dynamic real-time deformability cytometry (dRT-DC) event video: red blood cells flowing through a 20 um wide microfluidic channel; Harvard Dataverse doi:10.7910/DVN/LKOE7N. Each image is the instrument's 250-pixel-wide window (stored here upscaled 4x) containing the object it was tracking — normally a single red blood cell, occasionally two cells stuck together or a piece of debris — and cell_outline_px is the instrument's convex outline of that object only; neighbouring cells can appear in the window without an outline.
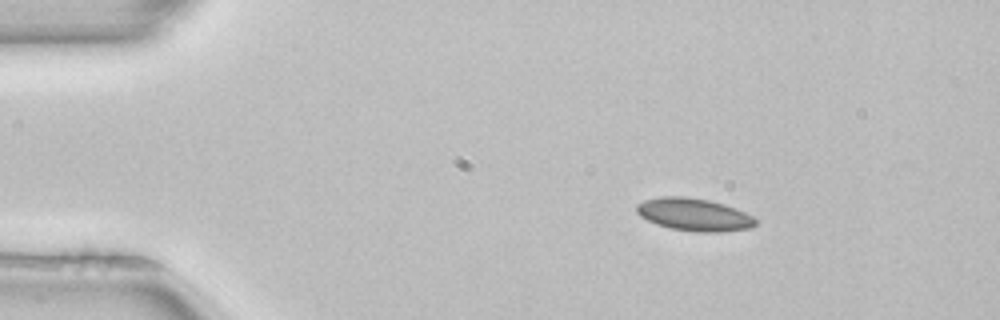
{"species": "common noctule bat (a hibernating species)", "species_latin": "Nyctalus noctula", "temperature_condition": "room temperature", "stored_images_in_passage": 44, "camera_frame_rate_fps": 3000, "um_per_image_px": 0.085, "animal": {"sex": "female", "body_mass_g": 22.7, "forearm_length_mm": 54.2}, "frame": {"image": 1, "passage_image": 1, "time_ms": 0.0, "image_size_px": [1000, 320], "cell_outline_px": [[756, 224], [752, 228], [720, 232], [696, 232], [672, 228], [656, 224], [640, 216], [636, 212], [636, 204], [644, 200], [660, 196], [684, 196], [708, 200], [724, 204], [736, 208], [752, 216], [756, 220]], "centroid_in_image_um": [58.98, 18.23], "position_along_channel_um": 26.0, "area_um2": 22.66}}
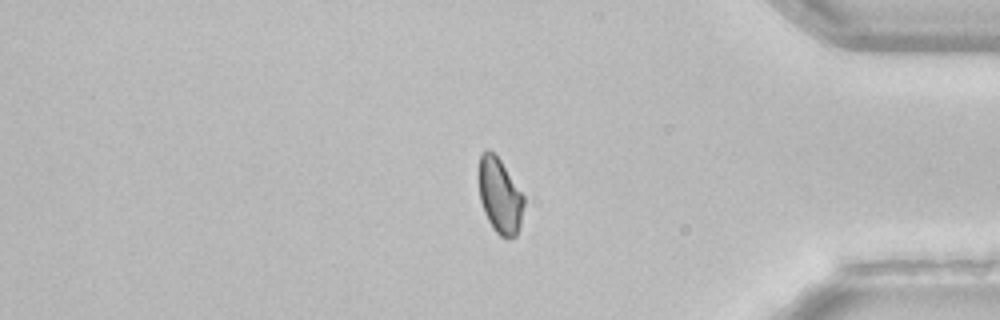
{"frame": {"image": 2, "passage_image": 36, "time_ms": 11.667, "image_size_px": [1000, 320], "cell_outline_px": [[524, 204], [520, 224], [516, 236], [500, 236], [492, 228], [484, 212], [480, 200], [476, 176], [480, 152], [484, 148], [488, 148], [500, 160], [524, 196]], "centroid_in_image_um": [42.42, 16.57], "position_along_channel_um": 392.8, "area_um2": 20.06}}
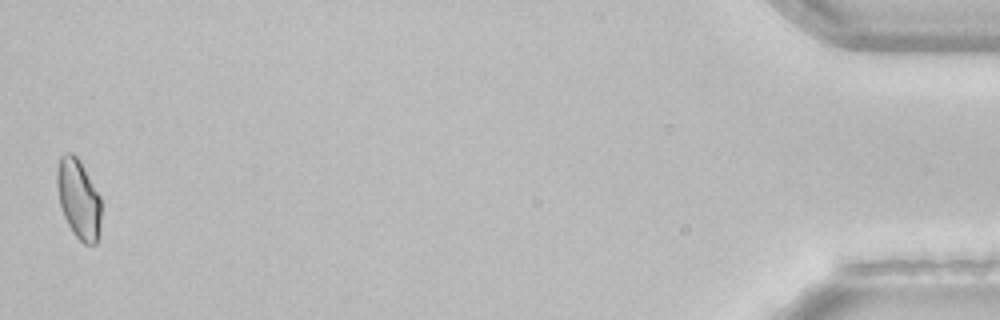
{"frame": {"image": 3, "passage_image": 44, "time_ms": 14.333, "image_size_px": [1000, 320], "cell_outline_px": [[100, 236], [96, 244], [84, 244], [72, 232], [64, 216], [60, 204], [56, 184], [56, 172], [60, 156], [64, 152], [72, 152], [76, 156], [100, 196]], "centroid_in_image_um": [6.67, 16.92], "position_along_channel_um": 428.5, "area_um2": 20.4}, "authors_computed_cell_mechanics": {"area_um2": 21.1837, "velocity_mm_per_s": 3.9562, "shape_relaxation_time_tau1_ms": null, "shape_relaxation_time_tau2_ms": 2.7576, "deformation_change_tau1": null, "deformation_change_tau2": 0.0629}}